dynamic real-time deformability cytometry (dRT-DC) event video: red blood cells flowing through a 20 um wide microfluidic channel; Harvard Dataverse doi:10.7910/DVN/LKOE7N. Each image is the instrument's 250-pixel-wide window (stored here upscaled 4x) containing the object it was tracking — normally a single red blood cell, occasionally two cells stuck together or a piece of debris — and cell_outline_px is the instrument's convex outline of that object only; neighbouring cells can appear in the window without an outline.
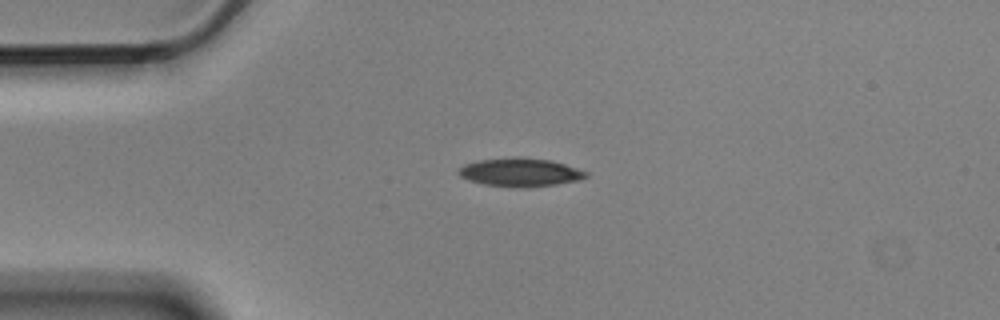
{"species": "Egyptian fruit bat (a non-hibernating species)", "species_latin": "Rousettus aegyptiacus", "temperature_condition": "cold", "stored_images_in_passage": 3, "camera_frame_rate_fps": 3000, "um_per_image_px": 0.085, "animal": {"sex": "male"}, "frame": {"image": 1, "passage_image": 3, "time_ms": 0.667, "image_size_px": [1000, 320], "cell_outline_px": [[588, 176], [580, 180], [556, 184], [528, 188], [520, 188], [484, 184], [468, 180], [460, 176], [456, 172], [464, 164], [476, 160], [520, 156], [552, 160], [588, 172]], "centroid_in_image_um": [44.2, 14.64], "position_along_channel_um": 40.8, "area_um2": 21.39}}